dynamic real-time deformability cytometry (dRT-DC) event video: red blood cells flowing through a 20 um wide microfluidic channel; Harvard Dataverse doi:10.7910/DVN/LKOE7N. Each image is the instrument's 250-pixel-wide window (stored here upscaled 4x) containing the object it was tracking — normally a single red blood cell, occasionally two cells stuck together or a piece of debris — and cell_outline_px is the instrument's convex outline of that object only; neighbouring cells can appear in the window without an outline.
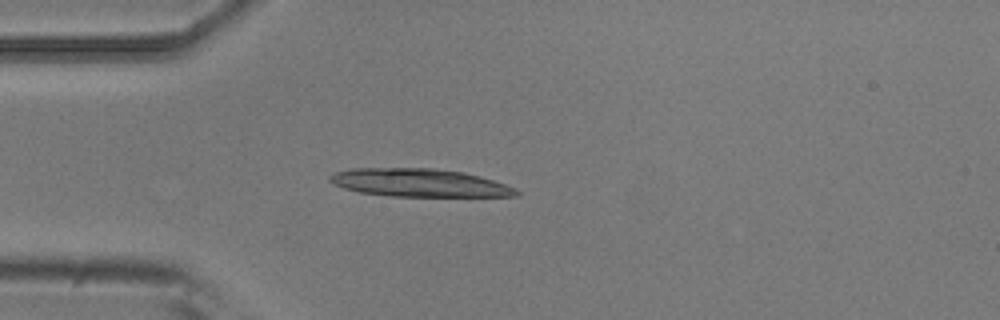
{"species": "common noctule bat (a hibernating species)", "species_latin": "Nyctalus noctula", "temperature_condition": "room temperature", "stored_images_in_passage": 3, "camera_frame_rate_fps": 3000, "um_per_image_px": 0.085, "animal": {"sex": "male", "body_mass_g": 20.5, "forearm_length_mm": 52.5}, "frame": {"image": 1, "passage_image": 3, "time_ms": 0.667, "image_size_px": [1000, 320], "cell_outline_px": [[520, 196], [392, 196], [360, 192], [344, 188], [332, 184], [328, 180], [328, 176], [336, 172], [352, 168], [432, 168], [464, 172], [480, 176], [516, 188], [520, 192]], "centroid_in_image_um": [35.63, 15.53], "position_along_channel_um": 49.4, "area_um2": 30.4}}